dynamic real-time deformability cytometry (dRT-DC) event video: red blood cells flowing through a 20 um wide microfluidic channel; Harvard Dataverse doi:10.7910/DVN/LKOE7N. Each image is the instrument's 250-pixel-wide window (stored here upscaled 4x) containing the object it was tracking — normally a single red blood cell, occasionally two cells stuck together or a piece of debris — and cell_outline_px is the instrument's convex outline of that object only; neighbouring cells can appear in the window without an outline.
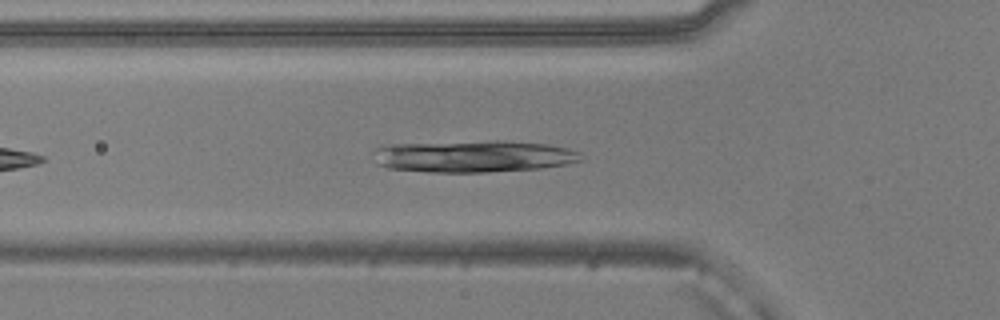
{"species": "common noctule bat (a hibernating species)", "species_latin": "Nyctalus noctula", "temperature_condition": "warm", "stored_images_in_passage": 27, "camera_frame_rate_fps": 3000, "um_per_image_px": 0.085, "animal": {"sex": "male", "body_mass_g": 20.5, "forearm_length_mm": 52.5}, "frame": {"image": 1, "passage_image": 7, "time_ms": 2.0, "image_size_px": [1000, 320], "cell_outline_px": [[584, 160], [568, 164], [540, 168], [488, 172], [428, 172], [388, 168], [376, 164], [372, 152], [376, 148], [388, 144], [496, 140], [500, 140], [548, 144], [580, 152]], "centroid_in_image_um": [40.22, 13.28], "position_along_channel_um": 85.6, "area_um2": 39.02}}
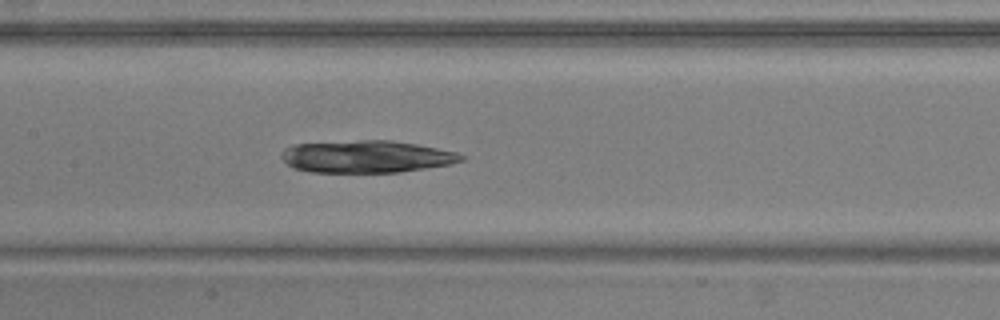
{"frame": {"image": 2, "passage_image": 14, "time_ms": 4.333, "image_size_px": [1000, 320], "cell_outline_px": [[464, 160], [448, 164], [400, 172], [312, 172], [296, 168], [288, 164], [280, 156], [280, 152], [284, 148], [292, 144], [360, 140], [392, 140], [416, 144], [456, 152], [464, 156]], "centroid_in_image_um": [31.11, 13.3], "position_along_channel_um": 176.3, "area_um2": 33.64}}
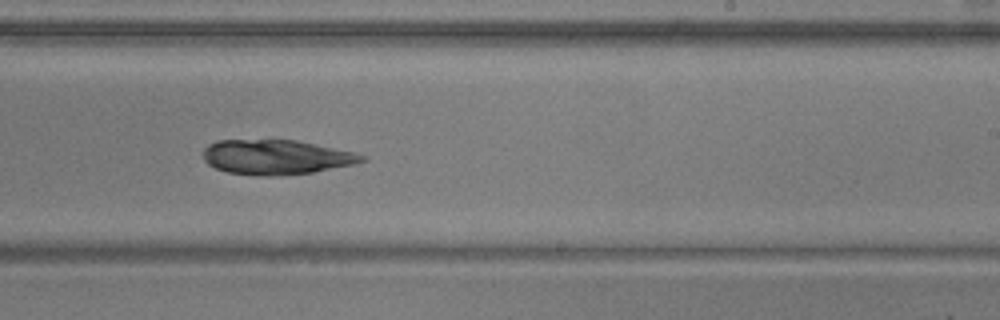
{"frame": {"image": 3, "passage_image": 21, "time_ms": 6.667, "image_size_px": [1000, 320], "cell_outline_px": [[368, 160], [352, 164], [312, 172], [272, 176], [260, 176], [228, 172], [216, 168], [208, 164], [204, 160], [204, 148], [208, 144], [216, 140], [296, 140], [352, 152], [364, 156]], "centroid_in_image_um": [23.42, 13.35], "position_along_channel_um": 265.6, "area_um2": 31.73}}